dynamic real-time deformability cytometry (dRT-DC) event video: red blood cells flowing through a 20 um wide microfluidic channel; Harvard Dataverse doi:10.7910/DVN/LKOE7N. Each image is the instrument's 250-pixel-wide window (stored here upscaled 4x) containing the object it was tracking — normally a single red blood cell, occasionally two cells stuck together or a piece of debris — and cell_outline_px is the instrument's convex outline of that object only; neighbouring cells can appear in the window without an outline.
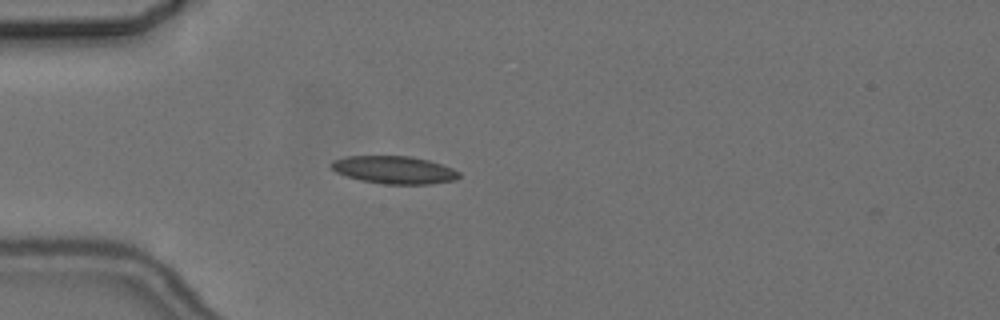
{"species": "common noctule bat (a hibernating species)", "species_latin": "Nyctalus noctula", "temperature_condition": "cold", "stored_images_in_passage": 41, "camera_frame_rate_fps": 3000, "um_per_image_px": 0.085, "animal": {"sex": "female", "body_mass_g": 24.6, "forearm_length_mm": 56.2}, "frame": {"image": 1, "passage_image": 1, "time_ms": 0.0, "image_size_px": [1000, 320], "cell_outline_px": [[460, 176], [456, 180], [432, 184], [384, 184], [360, 180], [336, 172], [332, 168], [332, 160], [348, 156], [412, 156], [428, 160], [452, 168], [460, 172]], "centroid_in_image_um": [33.54, 14.44], "position_along_channel_um": 51.5, "area_um2": 20.58}}
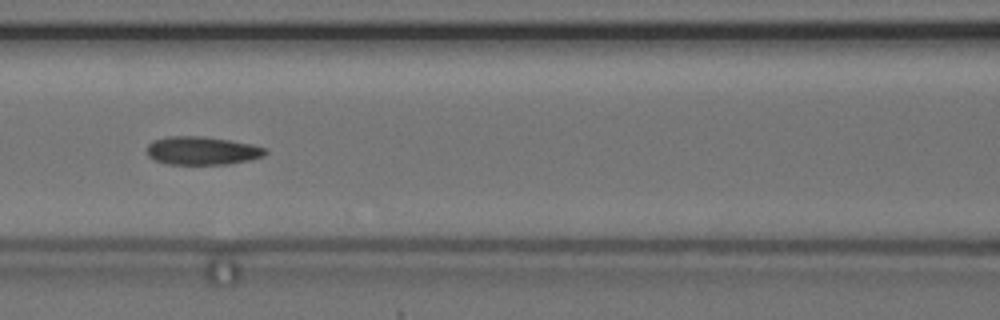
{"frame": {"image": 2, "passage_image": 10, "time_ms": 3.0, "image_size_px": [1000, 320], "cell_outline_px": [[268, 152], [264, 156], [248, 160], [228, 164], [168, 164], [156, 160], [148, 156], [148, 144], [152, 140], [168, 136], [204, 136], [252, 144], [264, 148]], "centroid_in_image_um": [17.17, 12.8], "position_along_channel_um": 149.4, "area_um2": 19.42}}
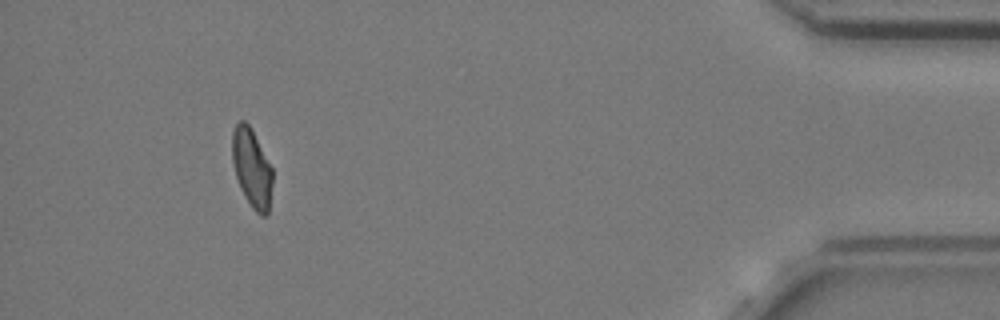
{"frame": {"image": 3, "passage_image": 37, "time_ms": 12.0, "image_size_px": [1000, 320], "cell_outline_px": [[272, 184], [268, 212], [264, 216], [260, 216], [252, 208], [244, 196], [240, 188], [236, 176], [232, 160], [232, 132], [236, 124], [240, 120], [244, 120], [252, 128], [272, 168]], "centroid_in_image_um": [21.39, 14.27], "position_along_channel_um": 413.8, "area_um2": 18.5}, "authors_computed_cell_mechanics": {"area_um2": 19.074, "velocity_mm_per_s": 3.6479, "shape_relaxation_time_tau1_ms": null, "shape_relaxation_time_tau2_ms": 2.884, "deformation_change_tau1": null, "deformation_change_tau2": 0.0981}}